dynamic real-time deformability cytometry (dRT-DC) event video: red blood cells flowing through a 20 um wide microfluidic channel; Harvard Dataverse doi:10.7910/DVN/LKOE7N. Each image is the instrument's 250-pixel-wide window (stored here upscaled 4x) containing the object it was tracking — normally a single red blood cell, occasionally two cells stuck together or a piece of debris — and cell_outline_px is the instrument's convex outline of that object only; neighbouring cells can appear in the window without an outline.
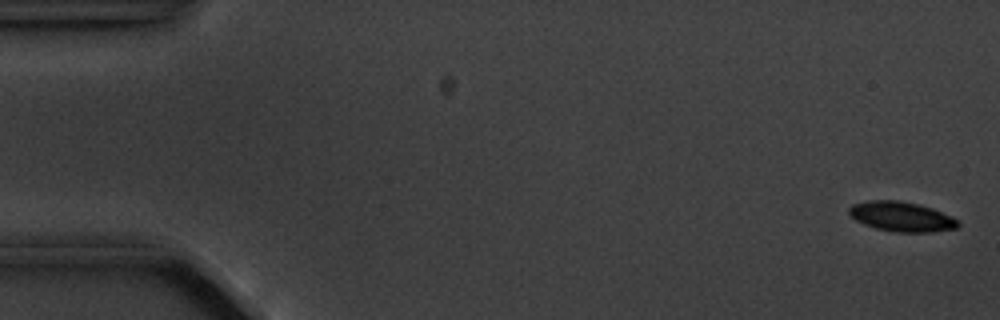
{"species": "common noctule bat (a hibernating species)", "species_latin": "Nyctalus noctula", "temperature_condition": "cold", "stored_images_in_passage": 5, "camera_frame_rate_fps": 3000, "um_per_image_px": 0.085, "animal": {"sex": "male", "body_mass_g": 20.1, "forearm_length_mm": 53.5}, "frame": {"image": 1, "passage_image": 1, "time_ms": 0.0, "image_size_px": [1000, 320], "cell_outline_px": [[960, 224], [956, 228], [932, 232], [896, 232], [876, 228], [864, 224], [856, 220], [848, 212], [848, 208], [852, 204], [868, 200], [896, 200], [920, 204], [932, 208], [952, 216], [960, 220]], "centroid_in_image_um": [76.65, 18.4], "position_along_channel_um": 8.4, "area_um2": 19.02}}
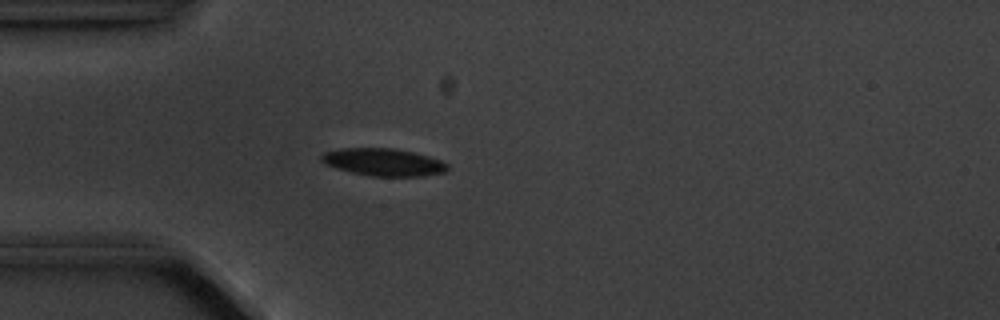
{"frame": {"image": 2, "passage_image": 5, "time_ms": 4.667, "image_size_px": [1000, 320], "cell_outline_px": [[448, 168], [444, 172], [424, 176], [372, 176], [352, 172], [336, 168], [324, 164], [320, 160], [320, 156], [324, 152], [340, 148], [392, 148], [412, 152], [428, 156], [440, 160], [448, 164]], "centroid_in_image_um": [32.56, 13.78], "position_along_channel_um": 52.4, "area_um2": 20.11}}